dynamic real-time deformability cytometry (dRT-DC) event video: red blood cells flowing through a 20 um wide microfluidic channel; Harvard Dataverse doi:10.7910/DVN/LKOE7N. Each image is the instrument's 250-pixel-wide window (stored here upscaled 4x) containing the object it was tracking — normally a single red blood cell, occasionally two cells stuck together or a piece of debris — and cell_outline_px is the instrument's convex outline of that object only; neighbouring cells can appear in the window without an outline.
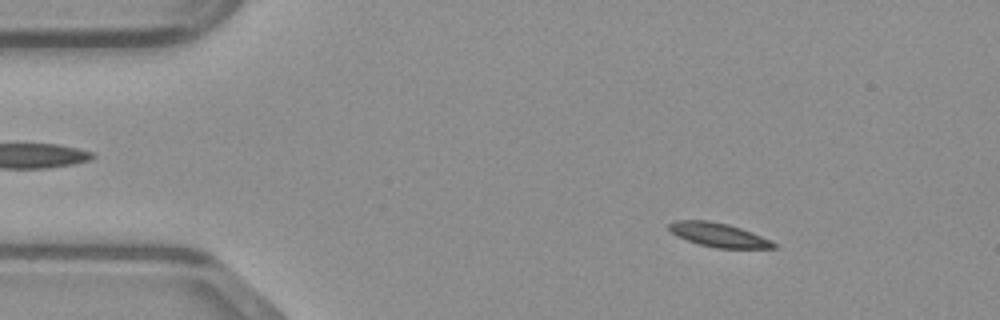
{"species": "common noctule bat (a hibernating species)", "species_latin": "Nyctalus noctula", "temperature_condition": "warm", "stored_images_in_passage": 49, "camera_frame_rate_fps": 3000, "um_per_image_px": 0.085, "animal": {"sex": "male", "body_mass_g": 23.1, "forearm_length_mm": 52.7}, "frame": {"image": 1, "passage_image": 7, "time_ms": 2.0, "image_size_px": [1000, 320], "cell_outline_px": [[776, 248], [716, 248], [700, 244], [676, 236], [668, 228], [668, 224], [676, 220], [708, 220], [728, 224], [740, 228], [772, 240], [776, 244]], "centroid_in_image_um": [61.07, 19.96], "position_along_channel_um": 23.9, "area_um2": 14.51}}
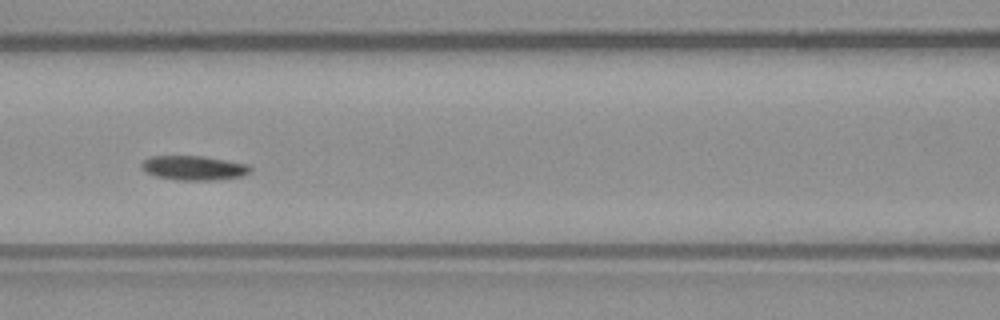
{"frame": {"image": 2, "passage_image": 21, "time_ms": 6.667, "image_size_px": [1000, 320], "cell_outline_px": [[252, 168], [244, 176], [212, 180], [176, 180], [156, 176], [140, 168], [140, 164], [148, 156], [204, 156], [248, 164]], "centroid_in_image_um": [16.46, 14.27], "position_along_channel_um": 150.1, "area_um2": 15.49}}
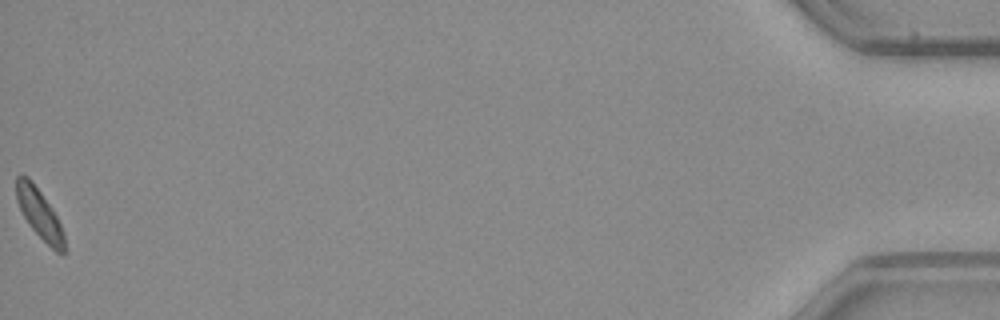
{"frame": {"image": 3, "passage_image": 49, "time_ms": 16.0, "image_size_px": [1000, 320], "cell_outline_px": [[64, 256], [56, 252], [28, 224], [16, 200], [16, 176], [20, 172], [28, 176], [32, 180], [56, 216], [64, 232]], "centroid_in_image_um": [3.33, 18.13], "position_along_channel_um": 431.9, "area_um2": 13.7}}